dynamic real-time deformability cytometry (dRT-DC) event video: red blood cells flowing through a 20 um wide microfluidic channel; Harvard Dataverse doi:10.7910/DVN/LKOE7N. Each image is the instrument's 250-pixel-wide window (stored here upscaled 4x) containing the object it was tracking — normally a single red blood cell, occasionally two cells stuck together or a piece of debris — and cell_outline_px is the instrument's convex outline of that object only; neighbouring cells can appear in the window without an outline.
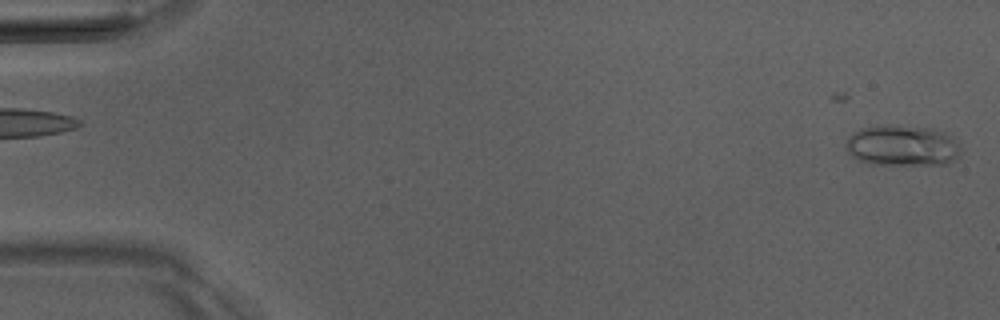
{"species": "Egyptian fruit bat (a non-hibernating species)", "species_latin": "Rousettus aegyptiacus", "temperature_condition": "room temperature", "stored_images_in_passage": 3, "camera_frame_rate_fps": 3000, "um_per_image_px": 0.085, "animal": {"sex": "male"}, "frame": {"image": 1, "passage_image": 3, "time_ms": 2.333, "image_size_px": [1000, 320], "cell_outline_px": [[960, 156], [948, 164], [876, 164], [860, 160], [852, 156], [848, 152], [844, 144], [848, 136], [852, 132], [860, 128], [880, 124], [896, 124], [932, 128], [944, 132], [956, 140], [960, 148]], "centroid_in_image_um": [76.68, 12.34], "position_along_channel_um": 8.3, "area_um2": 27.8}}